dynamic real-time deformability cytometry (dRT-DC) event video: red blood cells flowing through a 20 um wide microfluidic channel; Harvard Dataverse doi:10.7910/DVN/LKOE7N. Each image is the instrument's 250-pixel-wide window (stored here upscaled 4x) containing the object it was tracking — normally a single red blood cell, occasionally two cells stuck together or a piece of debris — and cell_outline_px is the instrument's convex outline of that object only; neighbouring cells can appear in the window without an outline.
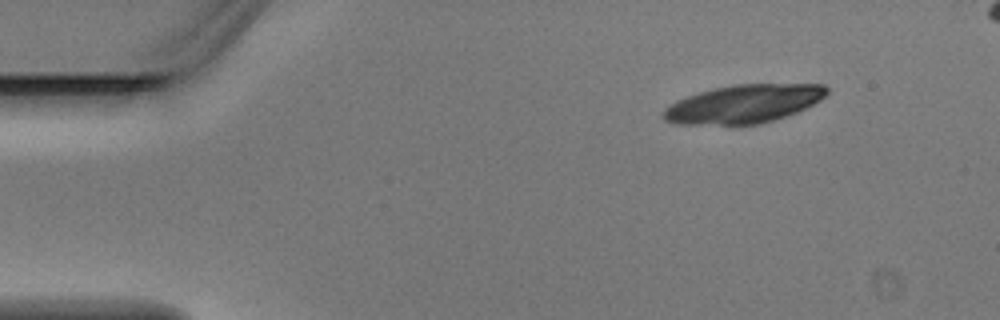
{"species": "Egyptian fruit bat (a non-hibernating species)", "species_latin": "Rousettus aegyptiacus", "temperature_condition": "warm", "stored_images_in_passage": 4, "camera_frame_rate_fps": 3000, "um_per_image_px": 0.085, "animal": {"sex": "male"}, "frame": {"image": 1, "passage_image": 1, "time_ms": 0.0, "image_size_px": [1000, 320], "cell_outline_px": [[828, 92], [820, 100], [796, 112], [760, 124], [672, 124], [664, 120], [660, 116], [664, 108], [676, 100], [700, 92], [732, 84], [824, 84], [828, 88]], "centroid_in_image_um": [63.16, 8.83], "position_along_channel_um": 21.8, "area_um2": 36.36}}